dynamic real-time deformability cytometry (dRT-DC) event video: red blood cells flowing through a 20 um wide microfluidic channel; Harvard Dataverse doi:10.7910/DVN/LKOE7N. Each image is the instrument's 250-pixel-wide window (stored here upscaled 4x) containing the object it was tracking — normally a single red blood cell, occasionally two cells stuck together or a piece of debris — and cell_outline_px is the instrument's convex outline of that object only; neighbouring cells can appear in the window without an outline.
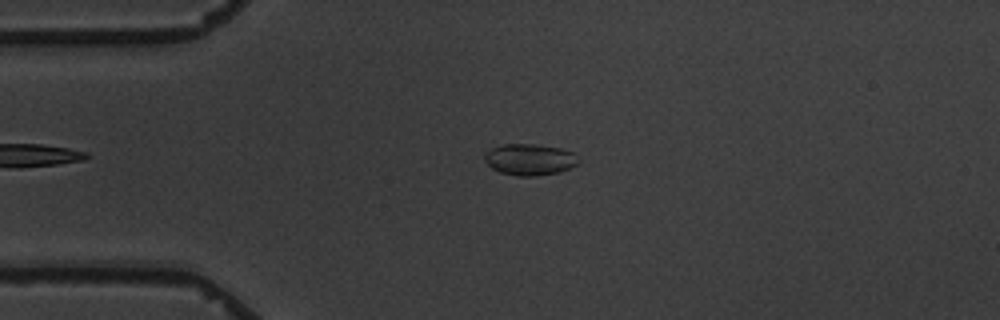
{"species": "common noctule bat (a hibernating species)", "species_latin": "Nyctalus noctula", "temperature_condition": "warm", "stored_images_in_passage": 4, "camera_frame_rate_fps": 3000, "um_per_image_px": 0.085, "animal": {"sex": "male", "body_mass_g": 19.5, "forearm_length_mm": 54.6}, "frame": {"image": 1, "passage_image": 3, "time_ms": 2.667, "image_size_px": [1000, 320], "cell_outline_px": [[580, 160], [576, 164], [560, 172], [536, 176], [520, 176], [500, 172], [492, 168], [484, 160], [484, 152], [488, 148], [504, 144], [536, 144], [560, 148], [572, 152]], "centroid_in_image_um": [44.98, 13.55], "position_along_channel_um": 40.0, "area_um2": 17.22}}